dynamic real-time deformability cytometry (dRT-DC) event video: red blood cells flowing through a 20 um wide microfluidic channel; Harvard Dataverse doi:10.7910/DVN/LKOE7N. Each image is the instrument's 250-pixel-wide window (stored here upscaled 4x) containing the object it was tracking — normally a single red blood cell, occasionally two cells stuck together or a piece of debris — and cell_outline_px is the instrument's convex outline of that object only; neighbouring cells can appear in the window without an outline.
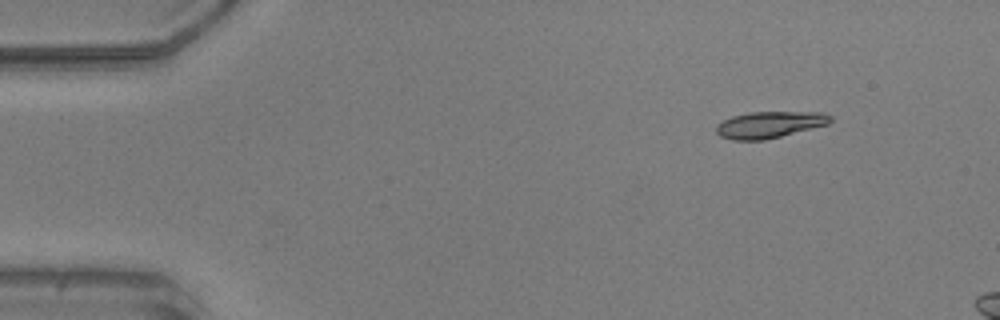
{"species": "common noctule bat (a hibernating species)", "species_latin": "Nyctalus noctula", "temperature_condition": "warm", "stored_images_in_passage": 12, "camera_frame_rate_fps": 3000, "um_per_image_px": 0.085, "animal": {"sex": "male", "body_mass_g": 20.5, "forearm_length_mm": 52.5}, "frame": {"image": 1, "passage_image": 6, "time_ms": 1.667, "image_size_px": [1000, 320], "cell_outline_px": [[832, 120], [828, 124], [764, 140], [732, 140], [720, 136], [716, 132], [716, 124], [732, 116], [752, 112], [824, 112], [832, 116]], "centroid_in_image_um": [65.4, 10.59], "position_along_channel_um": 19.6, "area_um2": 17.57}}